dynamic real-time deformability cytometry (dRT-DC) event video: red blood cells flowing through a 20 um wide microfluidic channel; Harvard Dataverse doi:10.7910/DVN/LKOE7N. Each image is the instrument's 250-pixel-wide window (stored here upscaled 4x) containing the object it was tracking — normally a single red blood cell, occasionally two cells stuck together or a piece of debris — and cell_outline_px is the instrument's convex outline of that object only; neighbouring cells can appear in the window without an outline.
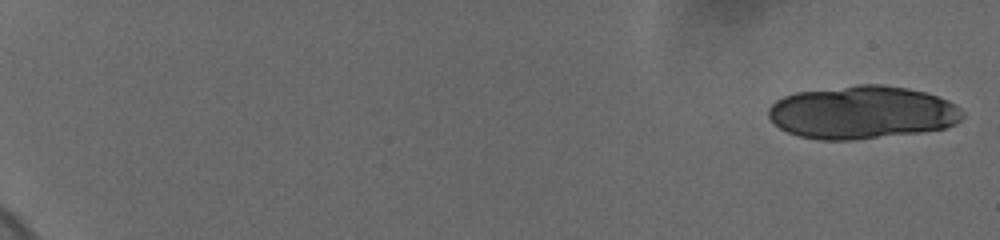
{"species": "human", "species_latin": "Homo sapiens", "temperature_condition": "cold", "stored_images_in_passage": 17, "camera_frame_rate_fps": 3000, "um_per_image_px": 0.085, "donor": {"sex": "female"}, "frame": {"image": 1, "passage_image": 1, "time_ms": 0.0, "image_size_px": [1000, 240], "cell_outline_px": [[964, 116], [956, 124], [944, 128], [920, 132], [856, 140], [820, 140], [800, 136], [788, 132], [780, 128], [768, 116], [768, 108], [776, 100], [784, 96], [796, 92], [856, 84], [880, 84], [908, 88], [924, 92], [948, 100], [960, 108], [964, 112]], "centroid_in_image_um": [73.28, 9.55], "position_along_channel_um": 11.7, "area_um2": 60.17}}